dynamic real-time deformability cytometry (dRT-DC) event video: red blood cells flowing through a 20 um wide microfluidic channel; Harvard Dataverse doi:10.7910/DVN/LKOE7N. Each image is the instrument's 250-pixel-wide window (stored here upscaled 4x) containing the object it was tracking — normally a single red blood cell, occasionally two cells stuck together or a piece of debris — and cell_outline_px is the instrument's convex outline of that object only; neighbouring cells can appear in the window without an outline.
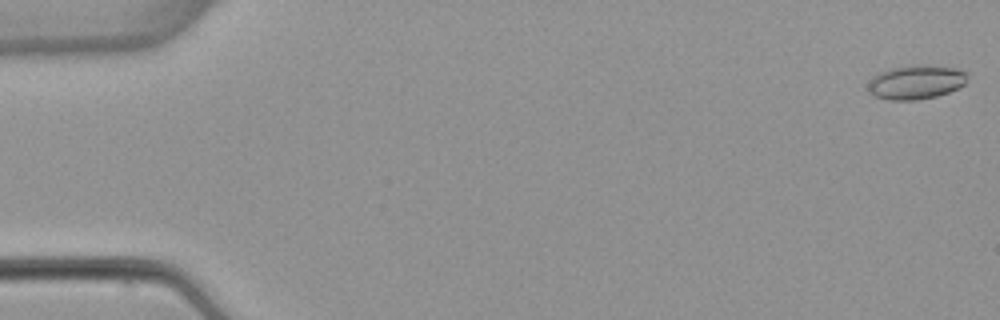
{"species": "common noctule bat (a hibernating species)", "species_latin": "Nyctalus noctula", "temperature_condition": "warm", "stored_images_in_passage": 14, "camera_frame_rate_fps": 3000, "um_per_image_px": 0.085, "animal": {"sex": "female", "body_mass_g": 22.7, "forearm_length_mm": 54.2}, "frame": {"image": 1, "passage_image": 1, "time_ms": 0.0, "image_size_px": [1000, 320], "cell_outline_px": [[968, 72], [964, 84], [948, 92], [936, 96], [916, 100], [888, 100], [876, 96], [868, 88], [868, 84], [872, 76], [888, 68], [916, 64], [928, 64], [956, 68]], "centroid_in_image_um": [77.86, 6.95], "position_along_channel_um": 7.1, "area_um2": 19.83}}